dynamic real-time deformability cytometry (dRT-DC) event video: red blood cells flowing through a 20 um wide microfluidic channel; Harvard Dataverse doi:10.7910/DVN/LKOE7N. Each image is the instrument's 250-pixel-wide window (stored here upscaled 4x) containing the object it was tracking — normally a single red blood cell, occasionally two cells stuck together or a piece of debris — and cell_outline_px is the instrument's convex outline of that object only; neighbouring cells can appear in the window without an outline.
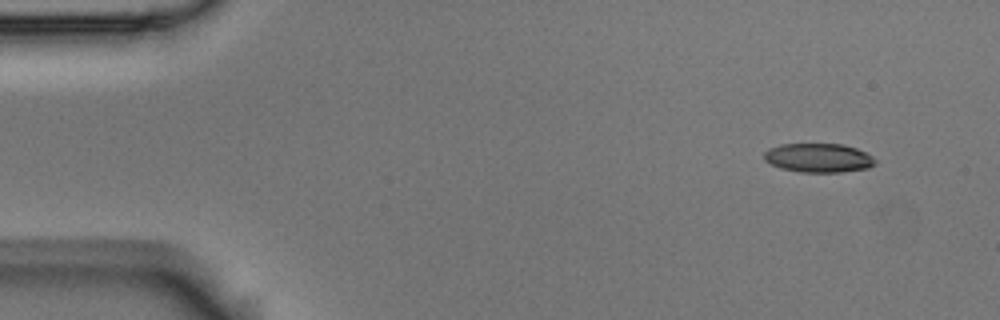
{"species": "Egyptian fruit bat (a non-hibernating species)", "species_latin": "Rousettus aegyptiacus", "temperature_condition": "room temperature", "stored_images_in_passage": 4, "camera_frame_rate_fps": 3000, "um_per_image_px": 0.085, "animal": {"sex": "male"}, "frame": {"image": 1, "passage_image": 1, "time_ms": 0.0, "image_size_px": [1000, 320], "cell_outline_px": [[876, 164], [868, 168], [840, 172], [800, 172], [780, 168], [764, 160], [764, 152], [768, 148], [780, 144], [840, 144], [856, 148], [872, 156], [876, 160]], "centroid_in_image_um": [69.56, 13.42], "position_along_channel_um": 15.4, "area_um2": 18.79}}
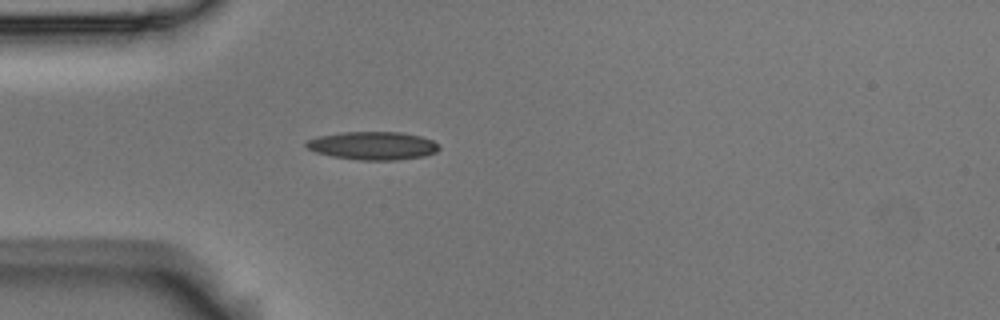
{"frame": {"image": 2, "passage_image": 4, "time_ms": 1.0, "image_size_px": [1000, 320], "cell_outline_px": [[440, 148], [436, 152], [424, 156], [396, 160], [360, 160], [332, 156], [316, 152], [308, 148], [304, 144], [308, 140], [316, 136], [340, 132], [400, 132], [420, 136], [432, 140]], "centroid_in_image_um": [31.67, 12.38], "position_along_channel_um": 53.3, "area_um2": 21.73}}